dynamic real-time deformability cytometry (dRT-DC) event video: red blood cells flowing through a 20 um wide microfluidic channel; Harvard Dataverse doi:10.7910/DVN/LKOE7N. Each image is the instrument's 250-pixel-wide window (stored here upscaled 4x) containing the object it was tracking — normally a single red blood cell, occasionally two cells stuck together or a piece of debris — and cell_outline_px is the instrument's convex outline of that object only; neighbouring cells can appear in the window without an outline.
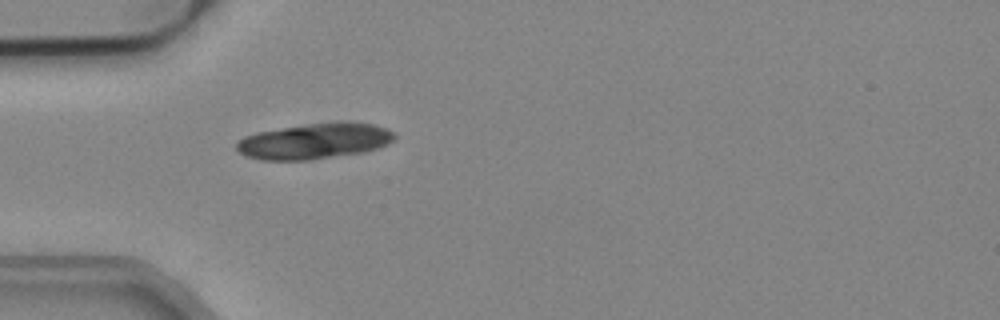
{"species": "common noctule bat (a hibernating species)", "species_latin": "Nyctalus noctula", "temperature_condition": "cold", "stored_images_in_passage": 36, "camera_frame_rate_fps": 3000, "um_per_image_px": 0.085, "animal": {"sex": "male", "body_mass_g": 19.2, "forearm_length_mm": 51.8}, "frame": {"image": 1, "passage_image": 2, "time_ms": 0.333, "image_size_px": [1000, 320], "cell_outline_px": [[396, 140], [388, 144], [376, 148], [360, 152], [308, 160], [260, 160], [244, 156], [236, 148], [236, 140], [244, 136], [256, 132], [312, 124], [372, 124], [388, 128], [396, 132]], "centroid_in_image_um": [26.69, 12.03], "position_along_channel_um": 58.3, "area_um2": 32.14}}